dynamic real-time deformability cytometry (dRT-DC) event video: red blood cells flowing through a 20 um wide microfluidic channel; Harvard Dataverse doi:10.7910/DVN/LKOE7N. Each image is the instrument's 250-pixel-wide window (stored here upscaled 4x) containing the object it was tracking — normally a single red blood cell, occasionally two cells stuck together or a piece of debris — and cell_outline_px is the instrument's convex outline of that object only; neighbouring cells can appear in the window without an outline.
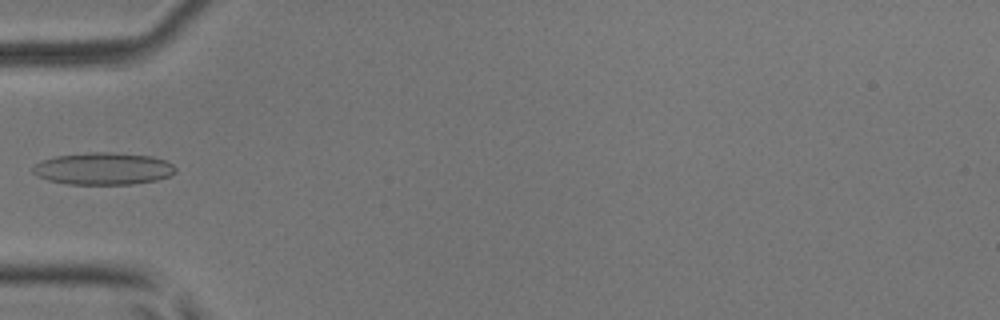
{"species": "common noctule bat (a hibernating species)", "species_latin": "Nyctalus noctula", "temperature_condition": "room temperature", "stored_images_in_passage": 4, "camera_frame_rate_fps": 3000, "um_per_image_px": 0.085, "animal": {"sex": "male", "body_mass_g": 17.9, "forearm_length_mm": 54.2}, "frame": {"image": 1, "passage_image": 4, "time_ms": 1.0, "image_size_px": [1000, 320], "cell_outline_px": [[176, 172], [168, 176], [156, 180], [132, 184], [68, 184], [48, 180], [32, 172], [32, 168], [36, 164], [44, 160], [56, 156], [92, 152], [108, 152], [152, 156], [164, 160], [172, 164], [176, 168]], "centroid_in_image_um": [8.8, 14.33], "position_along_channel_um": 76.2, "area_um2": 26.47}}